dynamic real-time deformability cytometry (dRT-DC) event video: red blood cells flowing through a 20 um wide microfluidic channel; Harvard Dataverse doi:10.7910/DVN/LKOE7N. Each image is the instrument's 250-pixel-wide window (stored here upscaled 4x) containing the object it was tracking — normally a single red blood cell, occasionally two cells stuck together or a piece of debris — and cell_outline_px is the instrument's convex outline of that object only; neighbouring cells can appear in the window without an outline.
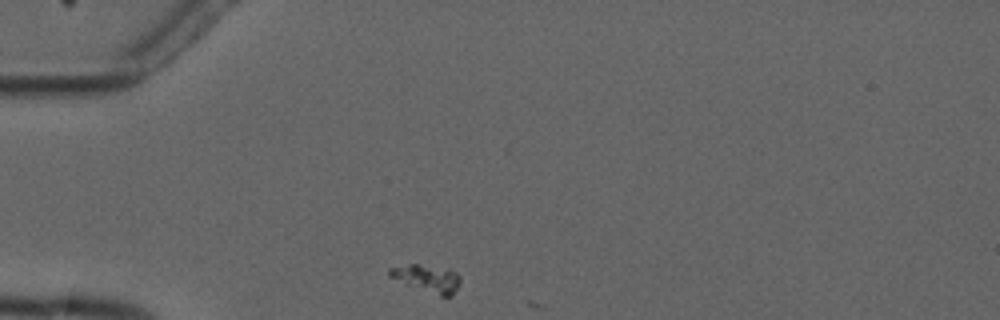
{"species": "common noctule bat (a hibernating species)", "species_latin": "Nyctalus noctula", "temperature_condition": "cold", "stored_images_in_passage": 2, "camera_frame_rate_fps": 3000, "um_per_image_px": 0.085, "animal": {"sex": "male", "forearm_length_mm": 52.5}, "frame": {"image": 1, "passage_image": 1, "time_ms": 0.0, "image_size_px": [1000, 320], "cell_outline_px": [[460, 284], [452, 296], [440, 296], [408, 284], [388, 276], [388, 268], [408, 264], [416, 264], [448, 268], [456, 272], [460, 276]], "centroid_in_image_um": [36.35, 23.65], "position_along_channel_um": 48.7, "area_um2": 11.21}}